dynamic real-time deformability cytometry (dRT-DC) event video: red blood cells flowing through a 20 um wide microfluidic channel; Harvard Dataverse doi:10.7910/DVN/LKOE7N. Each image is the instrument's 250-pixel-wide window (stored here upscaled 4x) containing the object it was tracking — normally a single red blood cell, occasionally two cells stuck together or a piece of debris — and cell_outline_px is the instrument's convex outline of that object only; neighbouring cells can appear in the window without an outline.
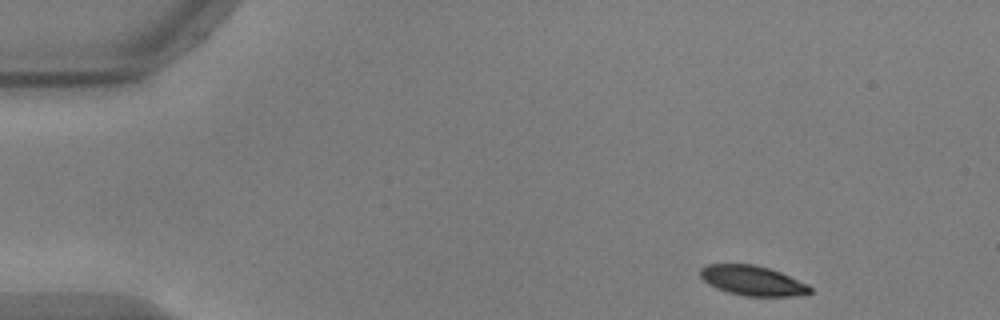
{"species": "common noctule bat (a hibernating species)", "species_latin": "Nyctalus noctula", "temperature_condition": "warm", "stored_images_in_passage": 49, "camera_frame_rate_fps": 3000, "um_per_image_px": 0.085, "animal": {"sex": "male", "body_mass_g": 17.9, "forearm_length_mm": 54.2}, "frame": {"image": 1, "passage_image": 1, "time_ms": 0.0, "image_size_px": [1000, 320], "cell_outline_px": [[812, 292], [792, 296], [744, 296], [728, 292], [716, 288], [708, 284], [700, 276], [700, 268], [708, 264], [752, 264], [768, 268], [780, 272], [808, 284], [812, 288]], "centroid_in_image_um": [63.95, 23.85], "position_along_channel_um": 21.1, "area_um2": 19.02}}
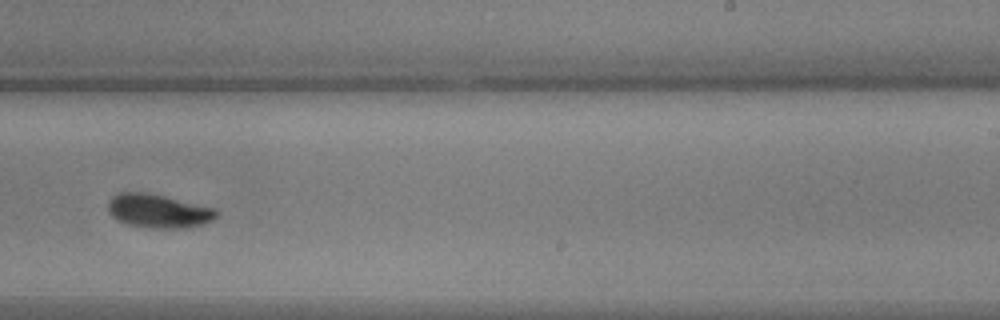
{"frame": {"image": 2, "passage_image": 29, "time_ms": 9.333, "image_size_px": [1000, 320], "cell_outline_px": [[220, 212], [212, 220], [204, 224], [184, 228], [144, 228], [128, 224], [112, 216], [108, 212], [108, 200], [112, 196], [120, 192], [144, 192], [164, 196], [216, 208]], "centroid_in_image_um": [13.47, 17.94], "position_along_channel_um": 275.5, "area_um2": 21.39}}
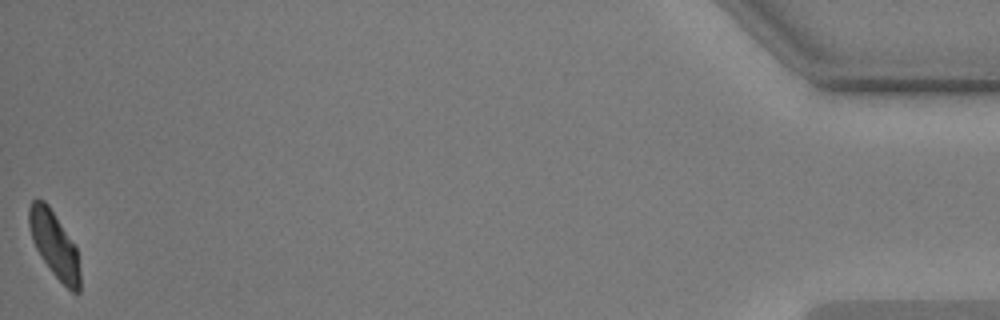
{"frame": {"image": 3, "passage_image": 49, "time_ms": 16.0, "image_size_px": [1000, 320], "cell_outline_px": [[80, 292], [72, 292], [52, 272], [36, 248], [32, 240], [28, 224], [28, 208], [32, 200], [36, 196], [44, 200], [48, 204], [76, 248], [80, 272]], "centroid_in_image_um": [4.59, 20.74], "position_along_channel_um": 430.6, "area_um2": 19.31}, "authors_computed_cell_mechanics": {"area_um2": 20.9236, "velocity_mm_per_s": 3.6955, "shape_relaxation_time_tau1_ms": 2.4866, "shape_relaxation_time_tau2_ms": 2.0863, "deformation_change_tau1": 0.1175, "deformation_change_tau2": 0.0481}}